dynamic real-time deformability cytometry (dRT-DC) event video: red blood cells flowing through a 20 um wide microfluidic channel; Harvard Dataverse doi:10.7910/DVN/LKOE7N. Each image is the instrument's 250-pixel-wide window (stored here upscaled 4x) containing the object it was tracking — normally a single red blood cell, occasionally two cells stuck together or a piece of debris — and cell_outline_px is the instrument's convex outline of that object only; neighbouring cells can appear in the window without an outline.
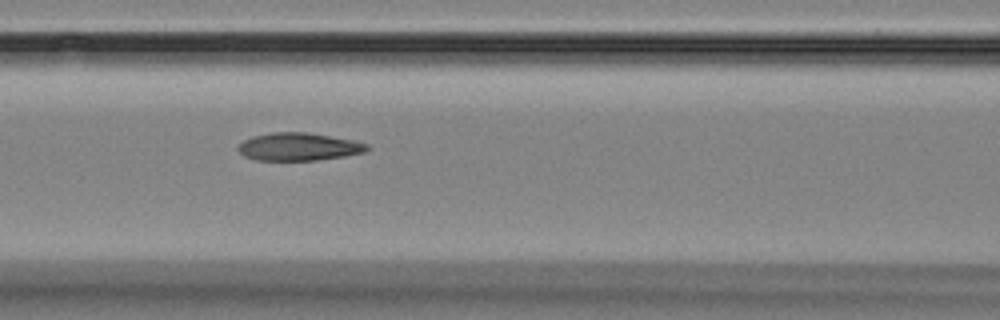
{"species": "Egyptian fruit bat (a non-hibernating species)", "species_latin": "Rousettus aegyptiacus", "temperature_condition": "room temperature", "stored_images_in_passage": 5, "segment_of_instrument_passage": [1, 2], "camera_frame_rate_fps": 3000, "um_per_image_px": 0.085, "animal": {"sex": "female"}, "frame": {"image": 1, "passage_image": 3, "time_ms": 2.333, "image_size_px": [1000, 320], "cell_outline_px": [[368, 148], [364, 152], [344, 156], [316, 160], [256, 160], [244, 156], [236, 148], [244, 140], [252, 136], [272, 132], [308, 132], [356, 140], [368, 144]], "centroid_in_image_um": [25.39, 12.46], "position_along_channel_um": 141.2, "area_um2": 20.92}}
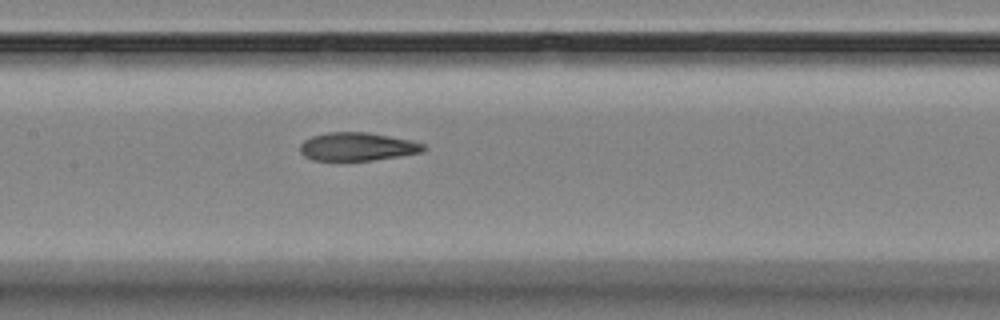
{"frame": {"image": 2, "passage_image": 4, "time_ms": 3.333, "image_size_px": [1000, 320], "cell_outline_px": [[428, 148], [420, 152], [372, 160], [312, 160], [304, 156], [300, 152], [300, 144], [304, 140], [312, 136], [328, 132], [368, 132], [408, 140], [424, 144]], "centroid_in_image_um": [30.32, 12.46], "position_along_channel_um": 177.1, "area_um2": 20.06}}